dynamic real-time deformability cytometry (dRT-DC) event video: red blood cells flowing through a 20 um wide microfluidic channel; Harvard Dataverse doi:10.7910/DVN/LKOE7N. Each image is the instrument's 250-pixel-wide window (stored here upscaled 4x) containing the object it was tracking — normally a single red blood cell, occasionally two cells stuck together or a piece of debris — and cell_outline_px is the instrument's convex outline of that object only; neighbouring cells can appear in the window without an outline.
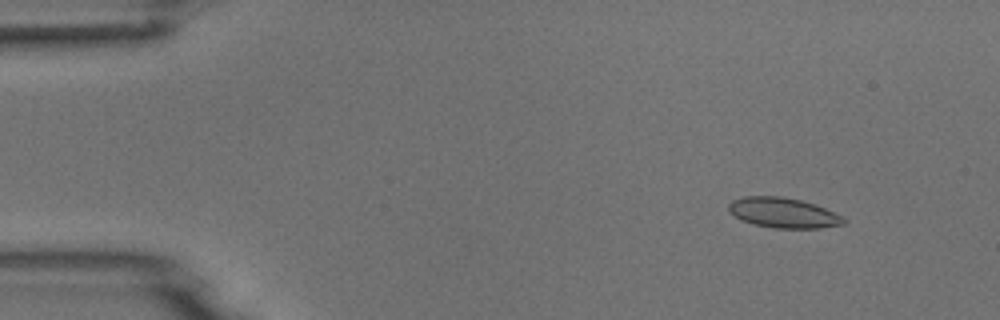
{"species": "common noctule bat (a hibernating species)", "species_latin": "Nyctalus noctula", "temperature_condition": "room temperature", "stored_images_in_passage": 4, "camera_frame_rate_fps": 3000, "um_per_image_px": 0.085, "animal": {"sex": "male", "body_mass_g": 18.8}, "frame": {"image": 1, "passage_image": 2, "time_ms": 1.0, "image_size_px": [1000, 320], "cell_outline_px": [[848, 220], [844, 224], [820, 228], [772, 228], [740, 220], [728, 208], [728, 204], [732, 200], [744, 196], [780, 196], [800, 200], [816, 204], [844, 216]], "centroid_in_image_um": [66.63, 18.08], "position_along_channel_um": 18.4, "area_um2": 20.29}}